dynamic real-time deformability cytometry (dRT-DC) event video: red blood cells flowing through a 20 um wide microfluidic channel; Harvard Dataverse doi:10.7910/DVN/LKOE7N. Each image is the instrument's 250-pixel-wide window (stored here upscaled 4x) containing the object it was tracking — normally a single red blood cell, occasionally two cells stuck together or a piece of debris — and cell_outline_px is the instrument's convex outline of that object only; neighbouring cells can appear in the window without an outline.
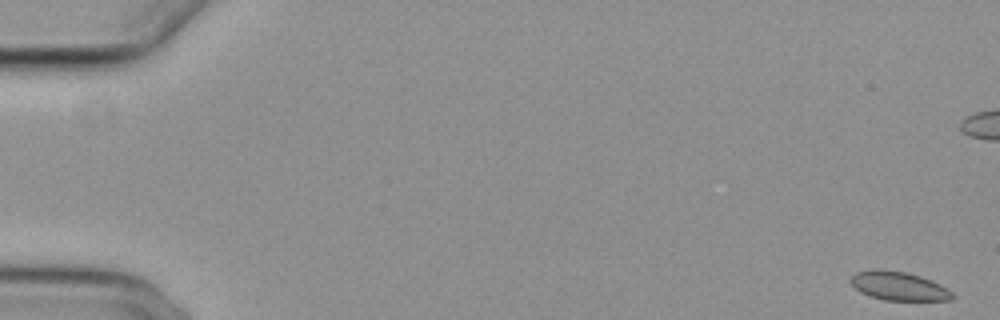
{"species": "common noctule bat (a hibernating species)", "species_latin": "Nyctalus noctula", "temperature_condition": "cold", "stored_images_in_passage": 12, "camera_frame_rate_fps": 3000, "um_per_image_px": 0.085, "animal": {"sex": "female", "body_mass_g": 29.2, "forearm_length_mm": 56.3}, "frame": {"image": 1, "passage_image": 1, "time_ms": 0.0, "image_size_px": [1000, 320], "cell_outline_px": [[956, 296], [952, 300], [884, 300], [860, 292], [848, 280], [856, 272], [872, 268], [880, 268], [904, 272], [920, 276], [940, 284], [948, 288]], "centroid_in_image_um": [76.39, 24.3], "position_along_channel_um": 8.6, "area_um2": 17.11}}